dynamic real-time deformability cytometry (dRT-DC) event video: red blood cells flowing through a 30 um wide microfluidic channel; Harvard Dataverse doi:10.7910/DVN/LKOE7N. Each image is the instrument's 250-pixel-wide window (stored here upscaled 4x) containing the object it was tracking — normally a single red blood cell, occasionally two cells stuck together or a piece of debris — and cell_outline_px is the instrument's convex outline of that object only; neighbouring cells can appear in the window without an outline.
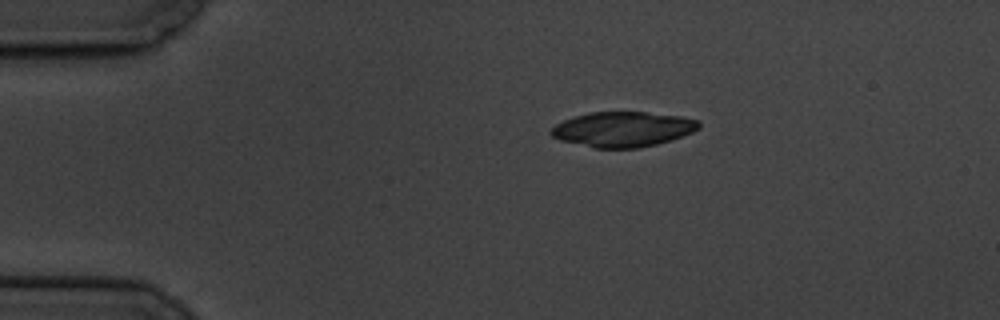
{"species": "common noctule bat (a hibernating species)", "species_latin": "Nyctalus noctula", "temperature_condition": "cold", "stored_images_in_passage": 4, "camera_frame_rate_fps": 3000, "um_per_image_px": 0.085, "animal": {"sex": "male", "body_mass_g": 19.5, "forearm_length_mm": 54.6}, "frame": {"image": 1, "passage_image": 1, "time_ms": 0.0, "image_size_px": [1000, 320], "cell_outline_px": [[700, 128], [692, 132], [656, 144], [640, 148], [592, 148], [560, 140], [552, 136], [548, 132], [556, 124], [564, 120], [588, 112], [644, 112], [680, 116], [700, 120]], "centroid_in_image_um": [52.92, 10.99], "position_along_channel_um": 32.1, "area_um2": 30.17}}